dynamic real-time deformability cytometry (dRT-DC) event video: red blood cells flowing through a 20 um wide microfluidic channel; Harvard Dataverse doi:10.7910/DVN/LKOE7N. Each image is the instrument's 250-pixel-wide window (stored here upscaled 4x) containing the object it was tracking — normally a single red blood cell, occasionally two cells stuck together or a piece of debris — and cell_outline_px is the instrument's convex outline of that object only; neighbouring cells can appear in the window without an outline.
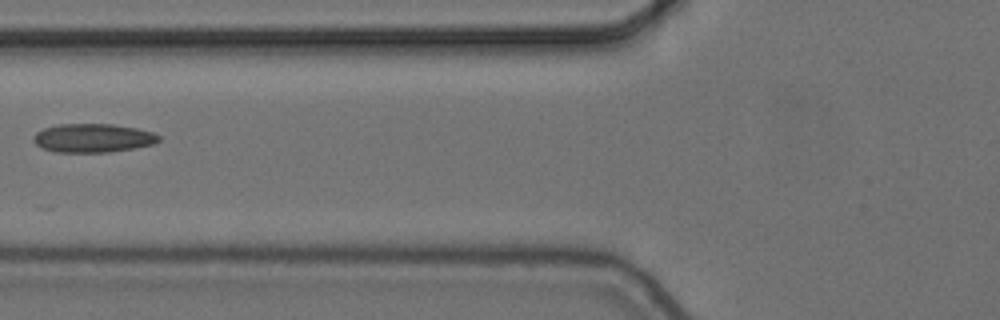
{"species": "common noctule bat (a hibernating species)", "species_latin": "Nyctalus noctula", "temperature_condition": "cold", "stored_images_in_passage": 6, "camera_frame_rate_fps": 3000, "um_per_image_px": 0.085, "animal": {"sex": "female", "body_mass_g": 24.6, "forearm_length_mm": 56.2}, "frame": {"image": 1, "passage_image": 5, "time_ms": 1.333, "image_size_px": [1000, 320], "cell_outline_px": [[160, 140], [152, 144], [136, 148], [108, 152], [56, 152], [40, 148], [32, 140], [32, 136], [36, 132], [44, 128], [60, 124], [112, 124], [136, 128], [152, 132], [160, 136]], "centroid_in_image_um": [7.87, 11.73], "position_along_channel_um": 117.9, "area_um2": 21.04}}
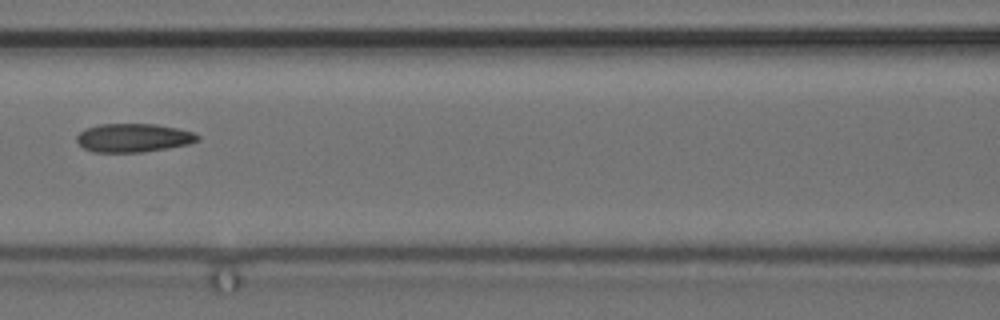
{"frame": {"image": 2, "passage_image": 6, "time_ms": 1.667, "image_size_px": [1000, 320], "cell_outline_px": [[200, 140], [188, 144], [168, 148], [140, 152], [92, 152], [84, 148], [76, 140], [76, 136], [84, 128], [100, 124], [156, 124], [176, 128], [192, 132], [200, 136]], "centroid_in_image_um": [11.32, 11.71], "position_along_channel_um": 155.3, "area_um2": 20.11}}